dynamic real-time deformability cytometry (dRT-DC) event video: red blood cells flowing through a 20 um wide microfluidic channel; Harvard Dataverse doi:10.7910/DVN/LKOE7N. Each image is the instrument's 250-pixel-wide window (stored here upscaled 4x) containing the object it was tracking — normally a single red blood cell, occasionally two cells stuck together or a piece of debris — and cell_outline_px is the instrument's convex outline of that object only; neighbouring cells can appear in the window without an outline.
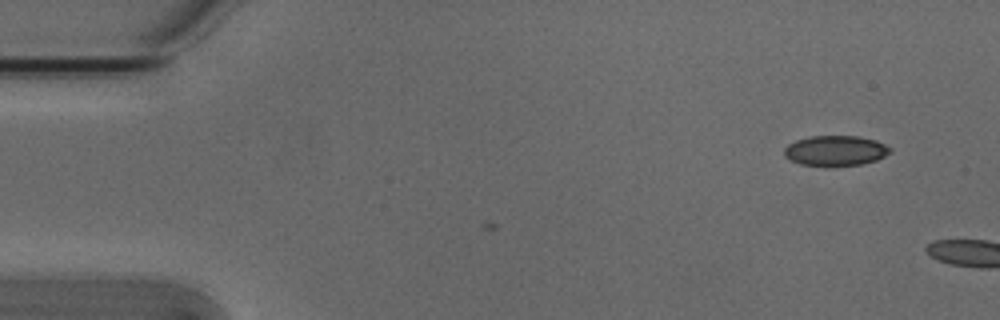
{"species": "Egyptian fruit bat (a non-hibernating species)", "species_latin": "Rousettus aegyptiacus", "temperature_condition": "cold", "stored_images_in_passage": 4, "camera_frame_rate_fps": 3000, "um_per_image_px": 0.085, "animal": {"sex": "male"}, "frame": {"image": 1, "passage_image": 4, "time_ms": 1.0, "image_size_px": [1000, 320], "cell_outline_px": [[892, 152], [876, 160], [860, 164], [828, 168], [824, 168], [800, 164], [784, 156], [784, 148], [788, 144], [796, 140], [808, 136], [860, 136], [876, 140], [892, 148]], "centroid_in_image_um": [71.0, 12.83], "position_along_channel_um": 14.0, "area_um2": 19.19}}